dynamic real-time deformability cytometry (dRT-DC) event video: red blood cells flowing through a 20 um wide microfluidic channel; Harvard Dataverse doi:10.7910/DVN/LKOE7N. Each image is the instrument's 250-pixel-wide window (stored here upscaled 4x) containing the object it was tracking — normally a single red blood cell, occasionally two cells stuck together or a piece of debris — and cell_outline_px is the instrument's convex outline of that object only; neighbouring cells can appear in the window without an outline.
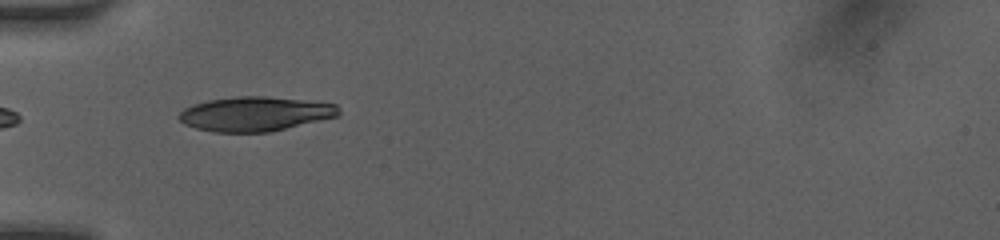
{"species": "human", "species_latin": "Homo sapiens", "temperature_condition": "room temperature", "stored_images_in_passage": 29, "segment_of_instrument_passage": [2, 2], "camera_frame_rate_fps": 3000, "um_per_image_px": 0.085, "donor": {"sex": "female"}, "frame": {"image": 1, "passage_image": 9, "time_ms": 4.667, "image_size_px": [1000, 240], "cell_outline_px": [[340, 116], [268, 132], [212, 132], [196, 128], [184, 124], [176, 116], [184, 108], [192, 104], [208, 100], [236, 96], [268, 96], [336, 104], [340, 108]], "centroid_in_image_um": [21.67, 9.68], "position_along_channel_um": 63.3, "area_um2": 32.19}}
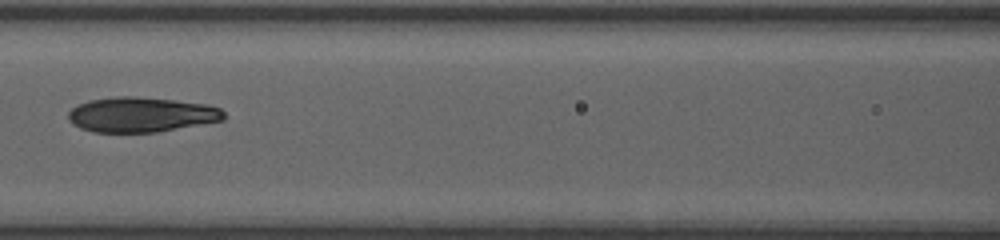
{"frame": {"image": 2, "passage_image": 13, "time_ms": 7.0, "image_size_px": [1000, 240], "cell_outline_px": [[224, 120], [156, 132], [96, 132], [80, 128], [72, 124], [68, 120], [68, 112], [76, 104], [88, 100], [116, 96], [136, 96], [176, 100], [208, 104], [220, 108], [224, 112]], "centroid_in_image_um": [11.97, 9.73], "position_along_channel_um": 154.6, "area_um2": 31.91}}
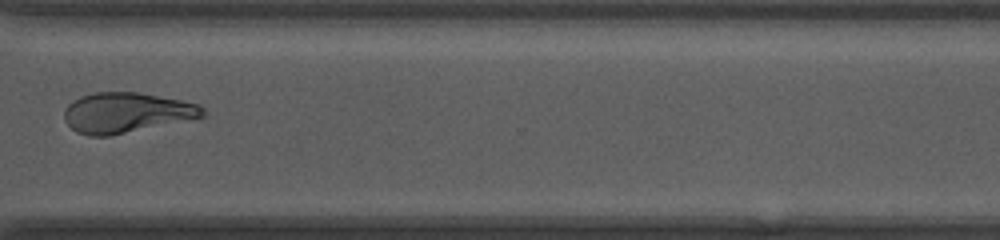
{"frame": {"image": 3, "passage_image": 22, "time_ms": 12.0, "image_size_px": [1000, 240], "cell_outline_px": [[204, 116], [200, 120], [108, 136], [92, 136], [76, 132], [64, 120], [64, 112], [68, 104], [80, 96], [96, 92], [140, 92], [200, 104], [204, 108]], "centroid_in_image_um": [10.83, 9.59], "position_along_channel_um": 359.8, "area_um2": 33.18}}